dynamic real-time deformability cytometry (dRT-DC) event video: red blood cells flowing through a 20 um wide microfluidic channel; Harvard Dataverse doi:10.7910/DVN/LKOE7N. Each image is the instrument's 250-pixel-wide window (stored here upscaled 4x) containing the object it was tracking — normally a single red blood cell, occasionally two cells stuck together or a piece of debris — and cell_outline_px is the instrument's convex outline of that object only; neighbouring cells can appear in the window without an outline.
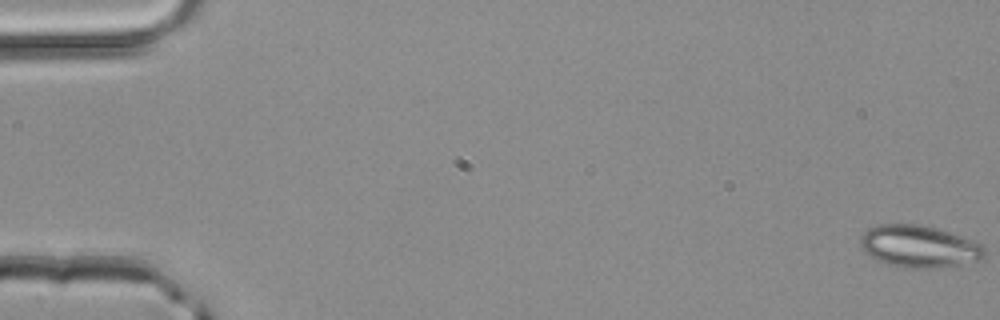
{"species": "common noctule bat (a hibernating species)", "species_latin": "Nyctalus noctula", "temperature_condition": "room temperature", "stored_images_in_passage": 52, "camera_frame_rate_fps": 3000, "um_per_image_px": 0.085, "animal": {"sex": "male", "body_mass_g": 20.4}, "frame": {"image": 1, "passage_image": 1, "time_ms": 0.0, "image_size_px": [1000, 320], "cell_outline_px": [[984, 256], [980, 260], [936, 268], [912, 268], [888, 264], [876, 260], [860, 244], [860, 236], [868, 228], [876, 224], [916, 224], [936, 228], [960, 236], [980, 244], [984, 248]], "centroid_in_image_um": [78.09, 20.94], "position_along_channel_um": 6.9, "area_um2": 29.94}}
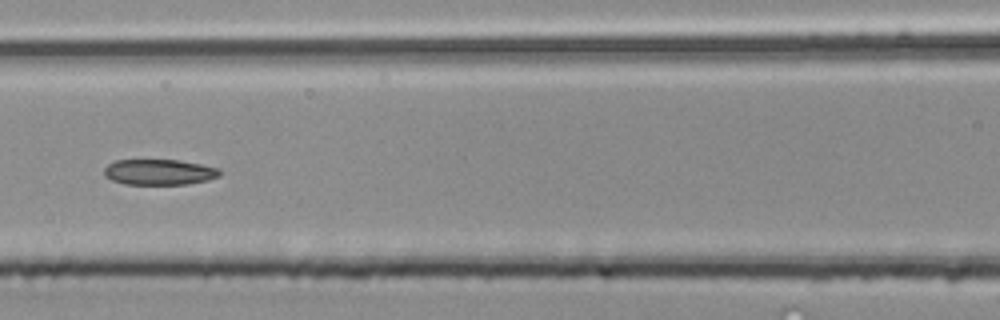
{"frame": {"image": 2, "passage_image": 24, "time_ms": 7.667, "image_size_px": [1000, 320], "cell_outline_px": [[220, 176], [208, 180], [188, 184], [124, 184], [112, 180], [104, 176], [104, 168], [108, 164], [116, 160], [180, 160], [220, 168]], "centroid_in_image_um": [13.54, 14.62], "position_along_channel_um": 153.1, "area_um2": 17.34}}
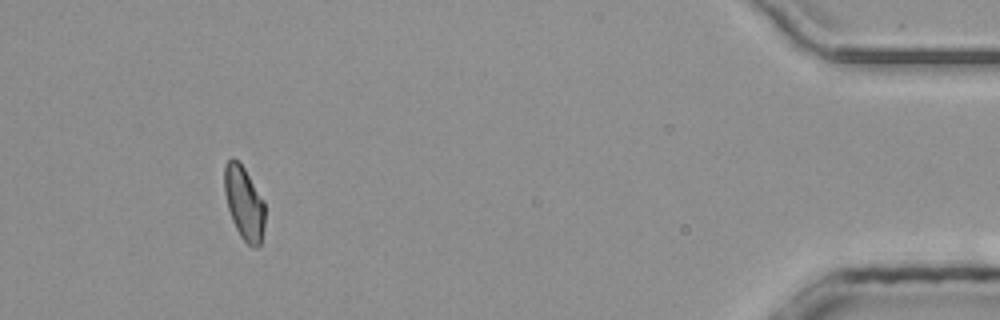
{"frame": {"image": 3, "passage_image": 48, "time_ms": 15.667, "image_size_px": [1000, 320], "cell_outline_px": [[264, 224], [260, 244], [256, 248], [252, 248], [240, 236], [232, 220], [228, 208], [224, 192], [224, 164], [232, 156], [244, 168], [264, 200]], "centroid_in_image_um": [20.73, 17.25], "position_along_channel_um": 414.5, "area_um2": 17.28}, "authors_computed_cell_mechanics": {"area_um2": 17.9469, "velocity_mm_per_s": 4.1409, "shape_relaxation_time_tau1_ms": null, "shape_relaxation_time_tau2_ms": 10.4148, "deformation_change_tau1": null, "deformation_change_tau2": 0.1926}}